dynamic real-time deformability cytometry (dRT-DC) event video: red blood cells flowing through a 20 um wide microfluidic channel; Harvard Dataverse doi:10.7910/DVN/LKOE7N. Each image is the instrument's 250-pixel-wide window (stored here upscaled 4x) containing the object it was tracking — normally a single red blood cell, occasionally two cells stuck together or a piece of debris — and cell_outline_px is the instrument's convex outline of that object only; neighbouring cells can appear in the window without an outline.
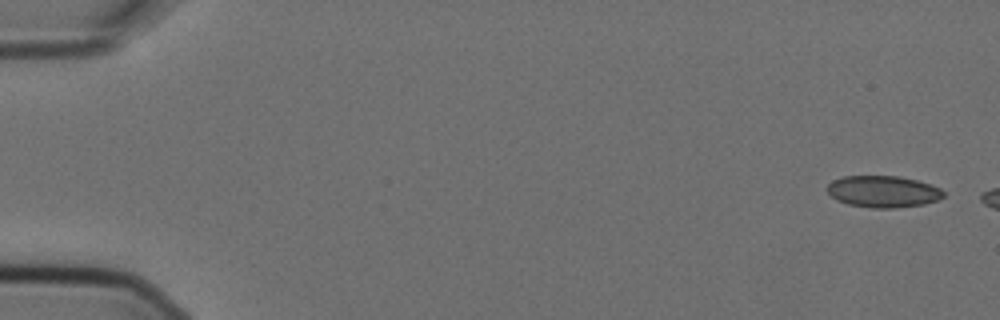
{"species": "Egyptian fruit bat (a non-hibernating species)", "species_latin": "Rousettus aegyptiacus", "temperature_condition": "cold", "stored_images_in_passage": 5, "camera_frame_rate_fps": 3000, "um_per_image_px": 0.085, "animal": {"sex": "female"}, "frame": {"image": 1, "passage_image": 1, "time_ms": 0.0, "image_size_px": [1000, 320], "cell_outline_px": [[944, 196], [940, 200], [924, 204], [896, 208], [872, 208], [848, 204], [836, 200], [824, 188], [832, 180], [844, 176], [900, 176], [932, 184], [940, 188], [944, 192]], "centroid_in_image_um": [75.07, 16.28], "position_along_channel_um": 9.9, "area_um2": 21.73}}